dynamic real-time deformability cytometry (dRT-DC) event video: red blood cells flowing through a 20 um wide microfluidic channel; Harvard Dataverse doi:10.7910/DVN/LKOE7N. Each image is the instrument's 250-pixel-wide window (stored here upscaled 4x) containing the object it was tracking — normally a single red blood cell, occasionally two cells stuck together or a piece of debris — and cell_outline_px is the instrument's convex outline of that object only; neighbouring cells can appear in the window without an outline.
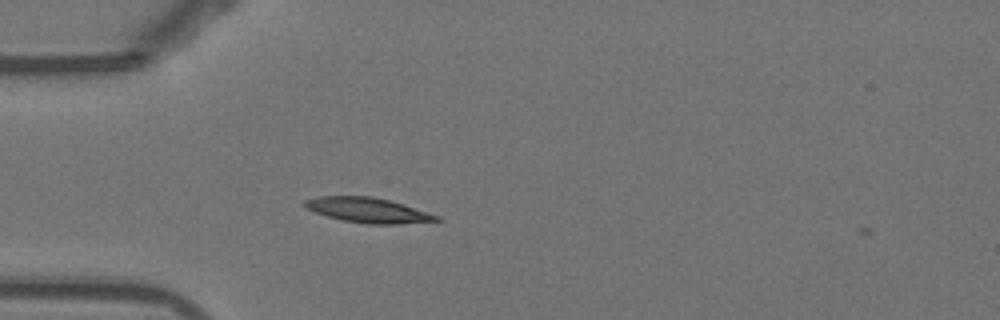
{"species": "Egyptian fruit bat (a non-hibernating species)", "species_latin": "Rousettus aegyptiacus", "temperature_condition": "warm", "stored_images_in_passage": 4, "camera_frame_rate_fps": 3000, "um_per_image_px": 0.085, "animal": {"sex": "female"}, "frame": {"image": 1, "passage_image": 3, "time_ms": 0.667, "image_size_px": [1000, 320], "cell_outline_px": [[444, 220], [400, 224], [368, 224], [340, 220], [304, 208], [300, 204], [304, 200], [320, 196], [372, 196], [404, 204], [440, 216]], "centroid_in_image_um": [31.27, 17.87], "position_along_channel_um": 53.7, "area_um2": 19.36}}